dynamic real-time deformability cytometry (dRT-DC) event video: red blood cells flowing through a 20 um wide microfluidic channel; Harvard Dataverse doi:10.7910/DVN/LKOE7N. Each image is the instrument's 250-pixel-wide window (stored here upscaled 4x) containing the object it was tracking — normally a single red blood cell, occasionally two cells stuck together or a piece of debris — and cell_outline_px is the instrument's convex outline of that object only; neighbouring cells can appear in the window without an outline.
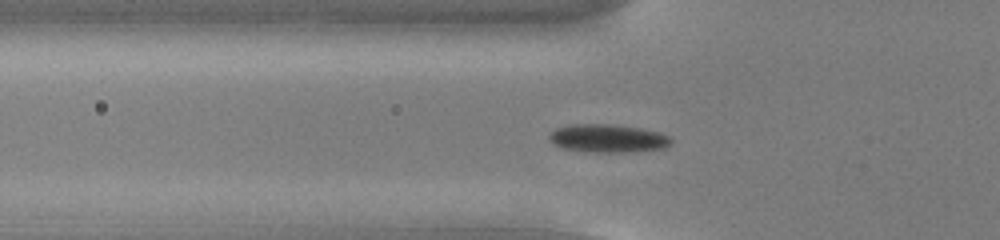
{"species": "common noctule bat (a hibernating species)", "species_latin": "Nyctalus noctula", "temperature_condition": "cold", "stored_images_in_passage": 52, "camera_frame_rate_fps": 3000, "um_per_image_px": 0.085, "animal": {"sex": "male", "body_mass_g": 13.0, "forearm_length_mm": 53.1}, "frame": {"image": 1, "passage_image": 18, "time_ms": 5.667, "image_size_px": [1000, 240], "cell_outline_px": [[672, 144], [664, 148], [620, 152], [592, 152], [560, 148], [548, 136], [556, 128], [572, 124], [612, 124], [640, 128], [660, 132], [668, 136], [672, 140]], "centroid_in_image_um": [51.68, 11.75], "position_along_channel_um": 74.1, "area_um2": 19.83}}
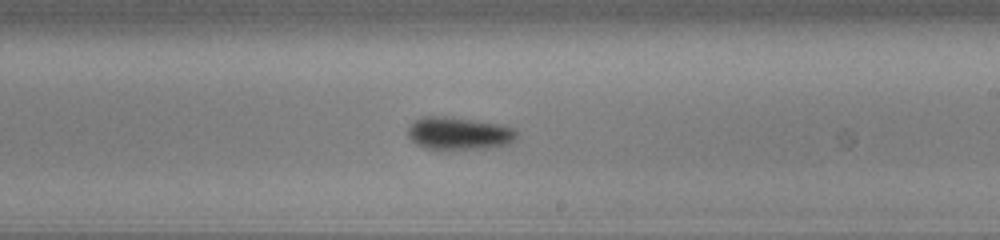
{"frame": {"image": 2, "passage_image": 32, "time_ms": 10.333, "image_size_px": [1000, 240], "cell_outline_px": [[516, 136], [508, 144], [488, 148], [424, 148], [416, 144], [408, 136], [408, 128], [420, 116], [448, 116], [500, 124], [512, 128], [516, 132]], "centroid_in_image_um": [38.97, 11.31], "position_along_channel_um": 250.0, "area_um2": 20.35}}
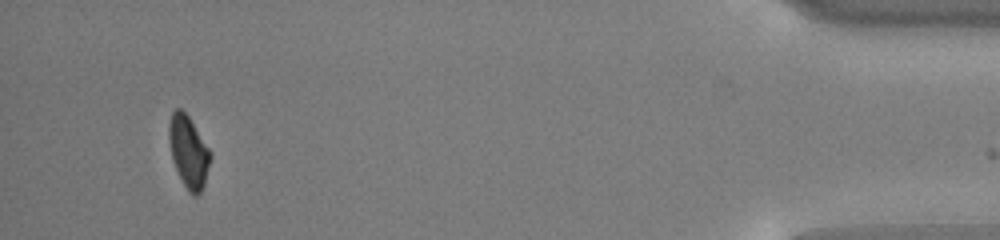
{"frame": {"image": 3, "passage_image": 51, "time_ms": 16.667, "image_size_px": [1000, 240], "cell_outline_px": [[212, 156], [204, 184], [200, 192], [196, 196], [192, 196], [188, 192], [172, 160], [168, 136], [168, 124], [172, 112], [176, 108], [180, 108], [188, 116], [208, 148]], "centroid_in_image_um": [16.01, 12.9], "position_along_channel_um": 419.2, "area_um2": 17.11}}